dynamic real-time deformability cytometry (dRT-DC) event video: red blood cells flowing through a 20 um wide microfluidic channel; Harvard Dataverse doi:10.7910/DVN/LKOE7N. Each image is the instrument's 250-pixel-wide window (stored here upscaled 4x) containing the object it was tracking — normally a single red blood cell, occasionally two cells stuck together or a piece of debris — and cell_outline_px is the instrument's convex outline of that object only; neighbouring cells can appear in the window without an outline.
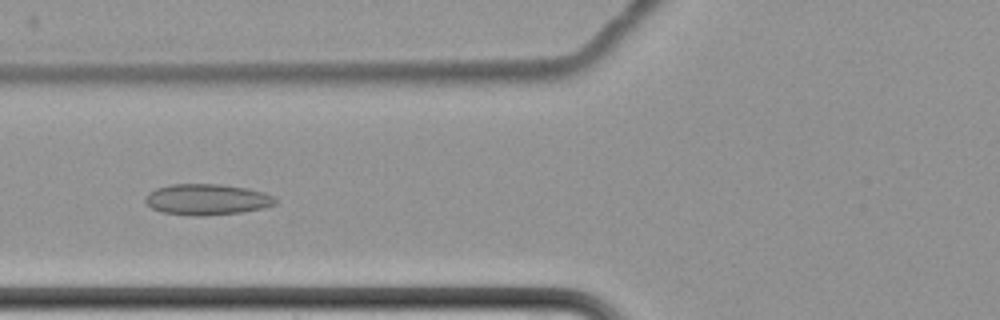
{"species": "common noctule bat (a hibernating species)", "species_latin": "Nyctalus noctula", "temperature_condition": "cold", "stored_images_in_passage": 9, "camera_frame_rate_fps": 3000, "um_per_image_px": 0.085, "animal": {"sex": "female", "body_mass_g": 22.7, "forearm_length_mm": 54.2}, "frame": {"image": 1, "passage_image": 8, "time_ms": 8.333, "image_size_px": [1000, 320], "cell_outline_px": [[276, 204], [260, 208], [240, 212], [204, 216], [192, 216], [160, 212], [152, 208], [144, 200], [148, 192], [156, 188], [168, 184], [220, 184], [248, 188], [264, 192], [272, 196], [276, 200]], "centroid_in_image_um": [17.54, 16.95], "position_along_channel_um": 108.3, "area_um2": 23.52}}
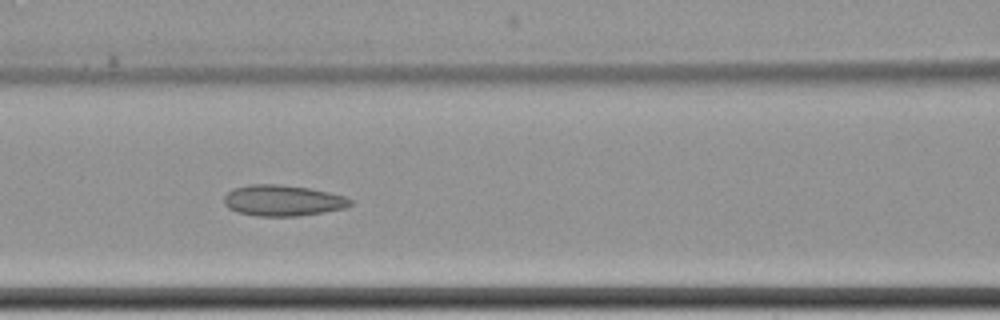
{"frame": {"image": 2, "passage_image": 9, "time_ms": 9.333, "image_size_px": [1000, 320], "cell_outline_px": [[352, 204], [344, 208], [324, 212], [300, 216], [256, 216], [236, 212], [228, 208], [224, 204], [224, 196], [232, 188], [248, 184], [276, 184], [308, 188], [328, 192], [344, 196], [352, 200]], "centroid_in_image_um": [23.99, 17.05], "position_along_channel_um": 142.6, "area_um2": 22.89}}